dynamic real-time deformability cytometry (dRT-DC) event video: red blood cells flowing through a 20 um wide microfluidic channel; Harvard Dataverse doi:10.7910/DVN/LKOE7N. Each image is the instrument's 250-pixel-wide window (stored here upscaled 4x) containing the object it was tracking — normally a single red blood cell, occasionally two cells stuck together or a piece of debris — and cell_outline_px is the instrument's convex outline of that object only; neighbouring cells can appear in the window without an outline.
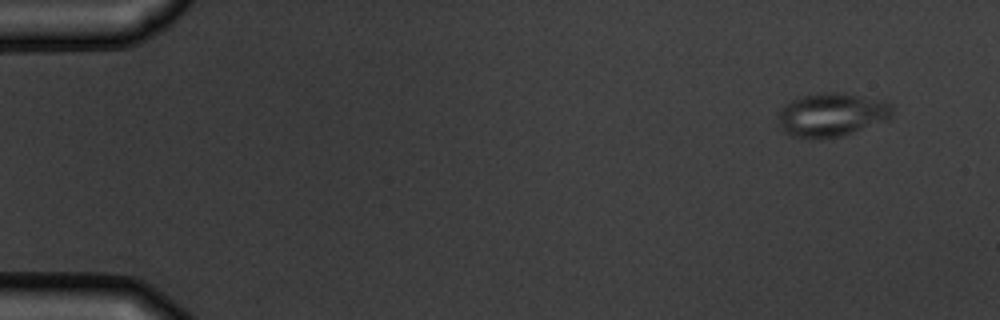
{"species": "common noctule bat (a hibernating species)", "species_latin": "Nyctalus noctula", "temperature_condition": "warm", "stored_images_in_passage": 9, "camera_frame_rate_fps": 3000, "um_per_image_px": 0.085, "animal": {"sex": "male", "body_mass_g": 19.5, "forearm_length_mm": 54.6}, "frame": {"image": 1, "passage_image": 1, "time_ms": 0.0, "image_size_px": [1000, 320], "cell_outline_px": [[892, 116], [888, 120], [844, 136], [820, 140], [792, 136], [784, 132], [780, 128], [776, 120], [780, 112], [792, 100], [804, 96], [828, 92], [840, 92], [884, 100], [892, 104]], "centroid_in_image_um": [70.72, 9.79], "position_along_channel_um": 14.3, "area_um2": 29.3}}